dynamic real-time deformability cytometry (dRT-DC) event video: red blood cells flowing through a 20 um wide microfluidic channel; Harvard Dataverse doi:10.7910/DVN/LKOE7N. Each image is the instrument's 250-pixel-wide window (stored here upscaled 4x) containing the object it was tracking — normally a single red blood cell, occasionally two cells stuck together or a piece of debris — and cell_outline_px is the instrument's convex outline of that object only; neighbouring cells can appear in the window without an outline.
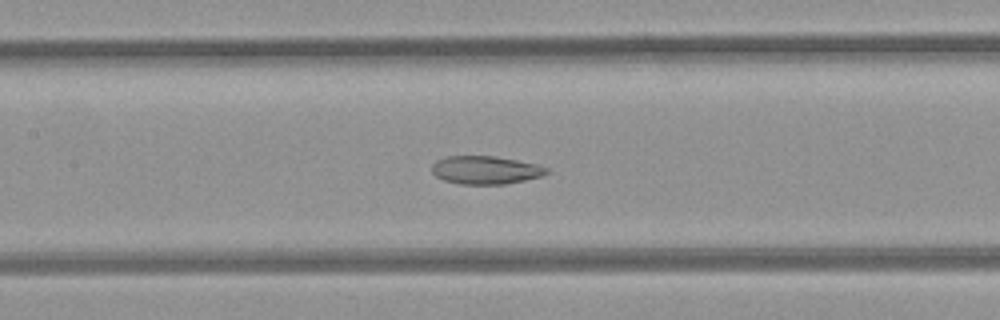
{"species": "common noctule bat (a hibernating species)", "species_latin": "Nyctalus noctula", "temperature_condition": "room temperature", "stored_images_in_passage": 30, "camera_frame_rate_fps": 3000, "um_per_image_px": 0.085, "animal": {"sex": "female", "body_mass_g": 21.9}, "frame": {"image": 1, "passage_image": 8, "time_ms": 2.333, "image_size_px": [1000, 320], "cell_outline_px": [[548, 172], [544, 176], [504, 184], [460, 184], [444, 180], [436, 176], [432, 172], [432, 164], [436, 160], [448, 156], [492, 156], [516, 160], [536, 164], [548, 168]], "centroid_in_image_um": [41.26, 14.45], "position_along_channel_um": 166.1, "area_um2": 18.73}}
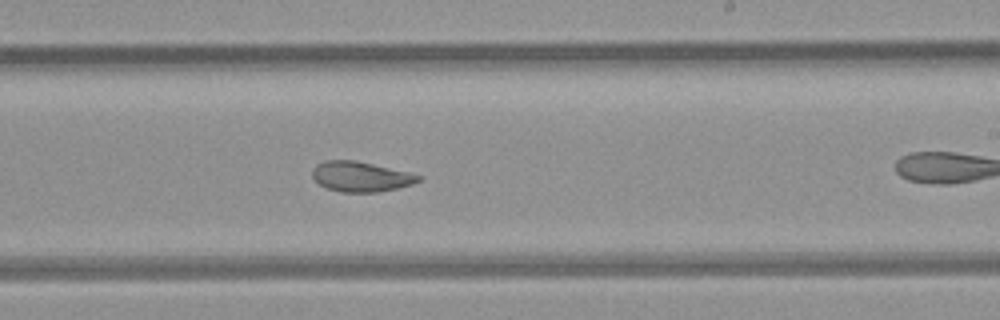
{"frame": {"image": 2, "passage_image": 15, "time_ms": 4.667, "image_size_px": [1000, 320], "cell_outline_px": [[420, 180], [412, 184], [396, 188], [376, 192], [340, 192], [328, 188], [320, 184], [312, 176], [312, 168], [316, 164], [324, 160], [356, 160], [408, 172], [420, 176]], "centroid_in_image_um": [30.62, 15.0], "position_along_channel_um": 258.4, "area_um2": 18.44}}
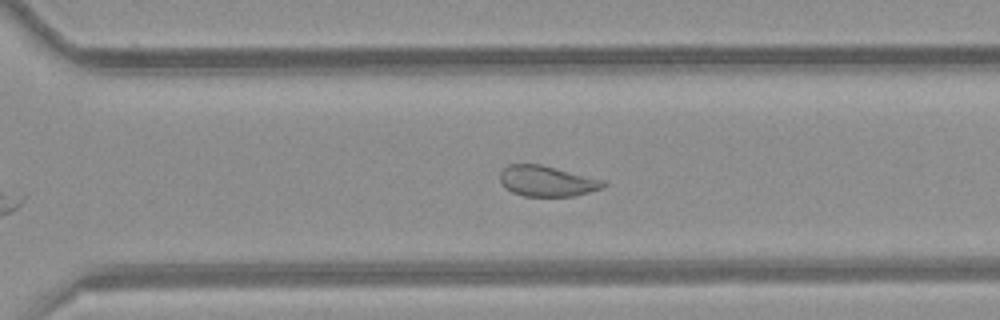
{"frame": {"image": 3, "passage_image": 20, "time_ms": 6.333, "image_size_px": [1000, 320], "cell_outline_px": [[608, 184], [600, 188], [576, 196], [524, 196], [512, 192], [504, 188], [500, 180], [500, 172], [508, 164], [540, 164], [608, 180]], "centroid_in_image_um": [46.52, 15.39], "position_along_channel_um": 324.1, "area_um2": 18.67}}